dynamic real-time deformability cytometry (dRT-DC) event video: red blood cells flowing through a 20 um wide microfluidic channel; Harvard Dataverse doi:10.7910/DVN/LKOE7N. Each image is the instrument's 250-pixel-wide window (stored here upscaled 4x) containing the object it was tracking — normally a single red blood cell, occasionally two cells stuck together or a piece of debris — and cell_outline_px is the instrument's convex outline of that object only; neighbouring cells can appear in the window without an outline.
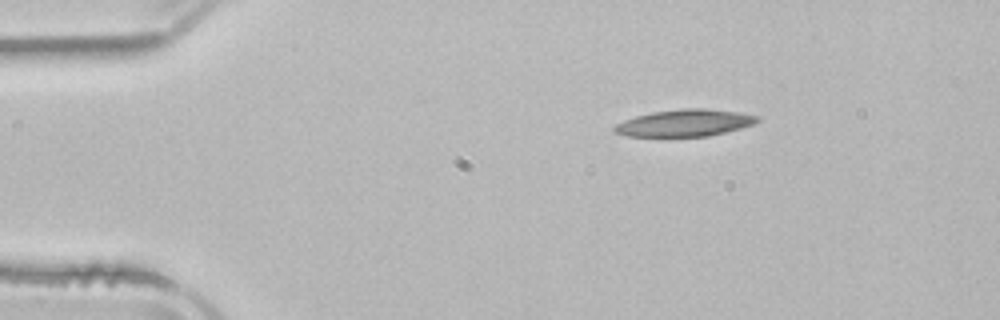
{"species": "common noctule bat (a hibernating species)", "species_latin": "Nyctalus noctula", "temperature_condition": "room temperature", "stored_images_in_passage": 2, "camera_frame_rate_fps": 3000, "um_per_image_px": 0.085, "animal": {"sex": "male", "body_mass_g": 21.5, "forearm_length_mm": 52.0}, "frame": {"image": 1, "passage_image": 1, "time_ms": 0.0, "image_size_px": [1000, 320], "cell_outline_px": [[760, 120], [752, 124], [740, 128], [708, 136], [628, 136], [612, 132], [612, 128], [616, 124], [624, 120], [636, 116], [652, 112], [684, 108], [704, 108], [740, 112], [756, 116]], "centroid_in_image_um": [58.16, 10.44], "position_along_channel_um": 26.8, "area_um2": 22.25}}
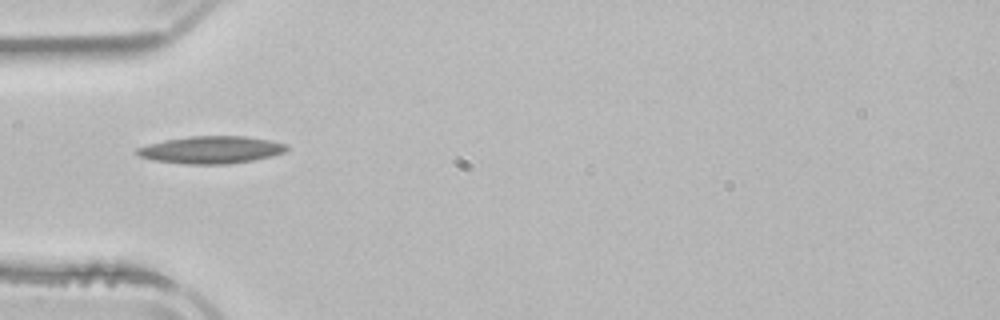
{"frame": {"image": 2, "passage_image": 2, "time_ms": 2.667, "image_size_px": [1000, 320], "cell_outline_px": [[288, 148], [284, 152], [272, 156], [252, 160], [228, 164], [184, 164], [152, 160], [140, 156], [136, 152], [136, 148], [148, 144], [164, 140], [188, 136], [244, 136], [268, 140], [284, 144]], "centroid_in_image_um": [17.9, 12.73], "position_along_channel_um": 67.1, "area_um2": 23.76}}